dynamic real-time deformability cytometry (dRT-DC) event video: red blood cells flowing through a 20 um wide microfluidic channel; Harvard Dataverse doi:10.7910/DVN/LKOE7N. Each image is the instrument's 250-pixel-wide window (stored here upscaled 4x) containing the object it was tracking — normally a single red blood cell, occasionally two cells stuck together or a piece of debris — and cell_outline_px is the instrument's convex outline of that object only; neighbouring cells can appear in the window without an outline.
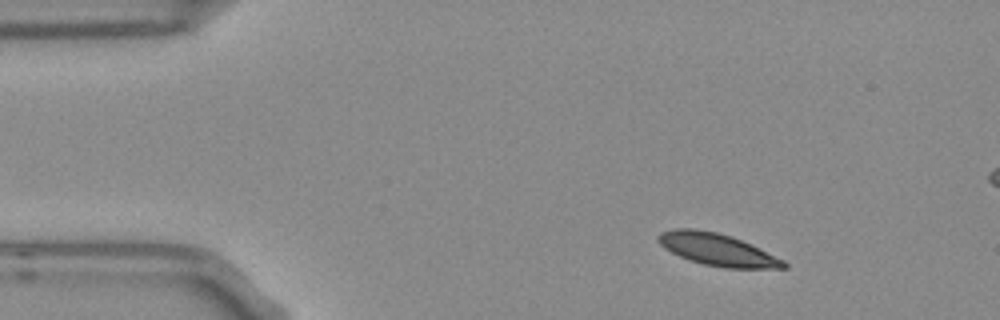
{"species": "Egyptian fruit bat (a non-hibernating species)", "species_latin": "Rousettus aegyptiacus", "temperature_condition": "room temperature", "stored_images_in_passage": 10, "camera_frame_rate_fps": 3000, "um_per_image_px": 0.085, "frame": {"image": 1, "passage_image": 1, "time_ms": 0.0, "image_size_px": [1000, 320], "cell_outline_px": [[788, 268], [724, 268], [704, 264], [688, 260], [664, 248], [660, 244], [656, 236], [660, 232], [676, 228], [692, 228], [716, 232], [732, 236], [752, 244], [784, 260], [788, 264]], "centroid_in_image_um": [60.97, 21.21], "position_along_channel_um": 24.0, "area_um2": 23.58}}